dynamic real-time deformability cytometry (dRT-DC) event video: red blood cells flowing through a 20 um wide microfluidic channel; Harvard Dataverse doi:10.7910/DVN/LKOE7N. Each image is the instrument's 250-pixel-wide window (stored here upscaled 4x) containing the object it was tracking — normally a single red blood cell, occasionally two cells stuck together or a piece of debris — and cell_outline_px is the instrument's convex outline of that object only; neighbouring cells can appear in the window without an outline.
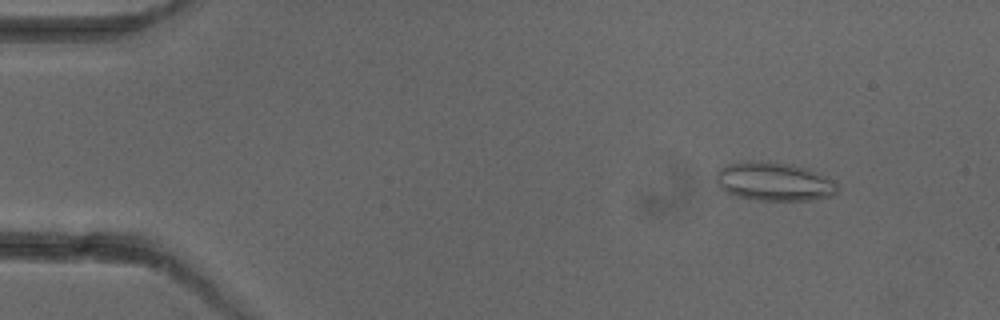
{"species": "common noctule bat (a hibernating species)", "species_latin": "Nyctalus noctula", "temperature_condition": "cold", "stored_images_in_passage": 4, "camera_frame_rate_fps": 3000, "um_per_image_px": 0.085, "animal": {"sex": "female"}, "frame": {"image": 1, "passage_image": 2, "time_ms": 1.333, "image_size_px": [1000, 320], "cell_outline_px": [[836, 192], [832, 196], [812, 200], [756, 200], [736, 196], [720, 188], [716, 184], [716, 172], [720, 168], [728, 164], [744, 160], [768, 160], [788, 164], [804, 168], [824, 176], [832, 180], [836, 184]], "centroid_in_image_um": [65.72, 15.42], "position_along_channel_um": 19.3, "area_um2": 27.34}}